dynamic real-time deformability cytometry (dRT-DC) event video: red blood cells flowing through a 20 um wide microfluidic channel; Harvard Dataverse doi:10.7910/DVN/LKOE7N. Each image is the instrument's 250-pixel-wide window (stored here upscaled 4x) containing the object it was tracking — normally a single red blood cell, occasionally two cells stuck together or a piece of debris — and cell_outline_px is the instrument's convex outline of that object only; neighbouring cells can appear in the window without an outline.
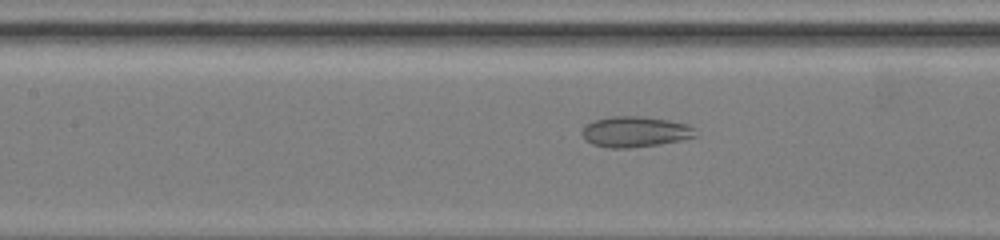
{"species": "common noctule bat (a hibernating species)", "species_latin": "Nyctalus noctula", "temperature_condition": "warm", "stored_images_in_passage": 55, "segment_of_instrument_passage": [1, 2], "camera_frame_rate_fps": 3000, "um_per_image_px": 0.085, "animal": {"sex": "female", "body_mass_g": 19.5, "forearm_length_mm": 54.1}, "frame": {"image": 1, "passage_image": 22, "time_ms": 5.333, "image_size_px": [1000, 240], "cell_outline_px": [[696, 136], [680, 140], [660, 144], [628, 148], [604, 148], [592, 144], [584, 140], [580, 132], [584, 124], [592, 120], [608, 116], [644, 116], [668, 120], [688, 124], [692, 128]], "centroid_in_image_um": [53.87, 11.19], "position_along_channel_um": 153.5, "area_um2": 20.58}}
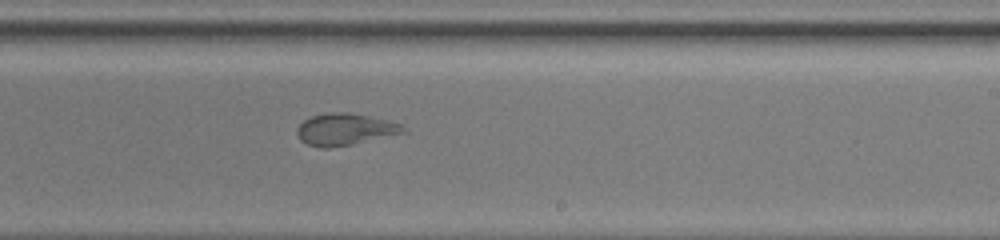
{"frame": {"image": 2, "passage_image": 38, "time_ms": 9.0, "image_size_px": [1000, 240], "cell_outline_px": [[408, 132], [352, 144], [328, 148], [320, 148], [308, 144], [300, 140], [296, 132], [296, 128], [304, 120], [312, 116], [328, 112], [348, 112], [368, 116], [400, 124]], "centroid_in_image_um": [29.28, 11.0], "position_along_channel_um": 259.7, "area_um2": 19.54}}
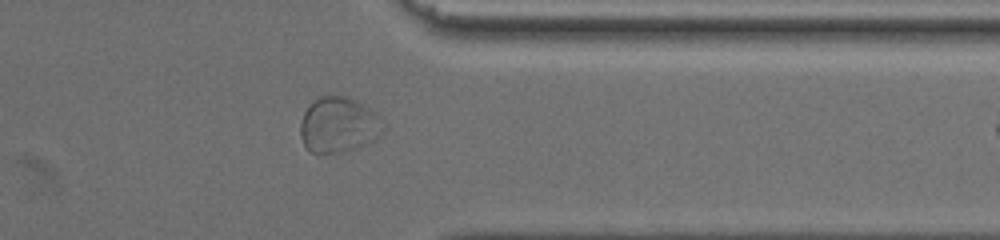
{"frame": {"image": 3, "passage_image": 51, "time_ms": 13.333, "image_size_px": [1000, 240], "cell_outline_px": [[384, 132], [376, 140], [356, 148], [340, 152], [320, 156], [316, 156], [308, 152], [300, 136], [300, 124], [304, 112], [320, 96], [348, 96], [356, 100], [376, 112], [384, 120]], "centroid_in_image_um": [28.8, 10.67], "position_along_channel_um": 382.6, "area_um2": 27.46}}